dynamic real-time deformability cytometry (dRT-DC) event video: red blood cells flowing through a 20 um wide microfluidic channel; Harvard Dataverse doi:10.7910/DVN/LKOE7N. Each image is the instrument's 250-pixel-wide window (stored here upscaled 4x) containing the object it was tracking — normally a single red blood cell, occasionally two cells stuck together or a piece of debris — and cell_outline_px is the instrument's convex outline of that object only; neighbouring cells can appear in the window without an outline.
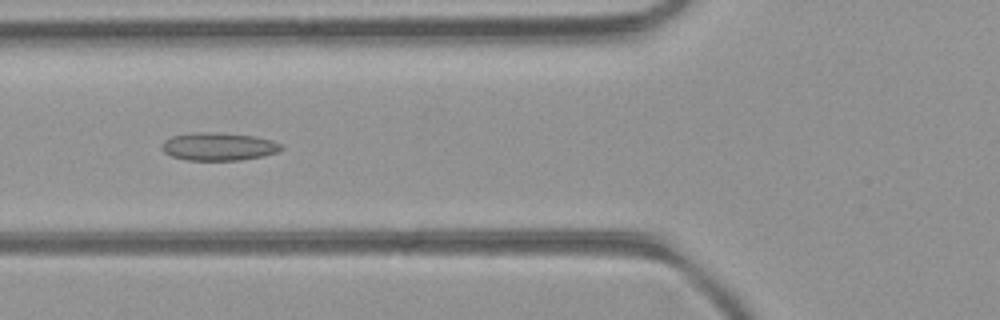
{"species": "common noctule bat (a hibernating species)", "species_latin": "Nyctalus noctula", "temperature_condition": "room temperature", "stored_images_in_passage": 35, "camera_frame_rate_fps": 3000, "um_per_image_px": 0.085, "animal": {"sex": "female", "body_mass_g": 21.9}, "frame": {"image": 1, "passage_image": 5, "time_ms": 1.333, "image_size_px": [1000, 320], "cell_outline_px": [[284, 148], [280, 152], [264, 156], [240, 160], [188, 160], [172, 156], [164, 152], [160, 148], [160, 144], [164, 140], [172, 136], [192, 132], [208, 132], [252, 136], [272, 140], [284, 144]], "centroid_in_image_um": [18.6, 12.46], "position_along_channel_um": 107.2, "area_um2": 19.59}}
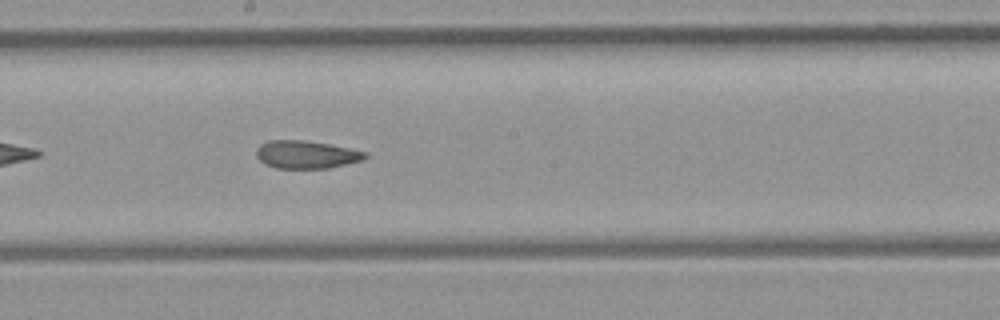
{"frame": {"image": 2, "passage_image": 13, "time_ms": 4.0, "image_size_px": [1000, 320], "cell_outline_px": [[368, 156], [364, 160], [328, 168], [276, 168], [264, 164], [256, 156], [256, 148], [260, 144], [268, 140], [304, 140], [328, 144], [368, 152]], "centroid_in_image_um": [26.02, 13.13], "position_along_channel_um": 222.2, "area_um2": 17.74}}
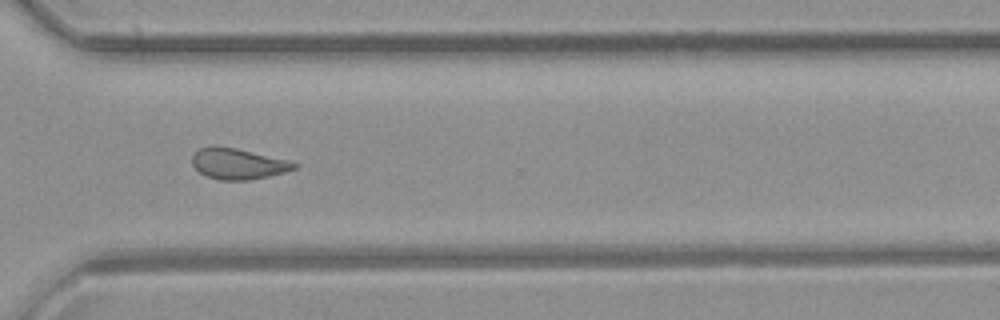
{"frame": {"image": 3, "passage_image": 22, "time_ms": 7.0, "image_size_px": [1000, 320], "cell_outline_px": [[300, 164], [296, 168], [284, 172], [268, 176], [248, 180], [220, 180], [208, 176], [200, 172], [192, 164], [192, 156], [200, 148], [212, 144], [236, 148], [288, 160]], "centroid_in_image_um": [20.22, 13.9], "position_along_channel_um": 350.4, "area_um2": 18.32}, "authors_computed_cell_mechanics": {"area_um2": 18.4382, "velocity_mm_per_s": 4.2907, "shape_relaxation_time_tau1_ms": null, "shape_relaxation_time_tau2_ms": 3.5998, "deformation_change_tau1": null, "deformation_change_tau2": 0.1114}}